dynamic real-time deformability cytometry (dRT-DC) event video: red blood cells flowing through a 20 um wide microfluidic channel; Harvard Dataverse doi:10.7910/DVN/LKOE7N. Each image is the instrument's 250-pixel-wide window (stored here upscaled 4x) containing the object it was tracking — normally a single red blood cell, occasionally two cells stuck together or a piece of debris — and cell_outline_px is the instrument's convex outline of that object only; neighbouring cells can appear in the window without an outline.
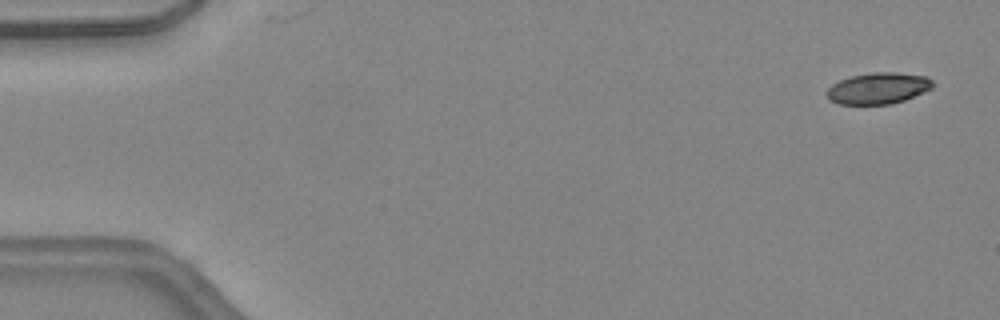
{"species": "common noctule bat (a hibernating species)", "species_latin": "Nyctalus noctula", "temperature_condition": "warm", "stored_images_in_passage": 9, "camera_frame_rate_fps": 3000, "um_per_image_px": 0.085, "animal": {"sex": "female", "body_mass_g": 24.6, "forearm_length_mm": 56.2}, "frame": {"image": 1, "passage_image": 1, "time_ms": 0.0, "image_size_px": [1000, 320], "cell_outline_px": [[936, 84], [932, 88], [924, 92], [904, 100], [892, 104], [836, 104], [828, 100], [828, 88], [832, 84], [840, 80], [852, 76], [872, 72], [896, 72], [928, 76]], "centroid_in_image_um": [74.68, 7.5], "position_along_channel_um": 10.3, "area_um2": 19.48}}